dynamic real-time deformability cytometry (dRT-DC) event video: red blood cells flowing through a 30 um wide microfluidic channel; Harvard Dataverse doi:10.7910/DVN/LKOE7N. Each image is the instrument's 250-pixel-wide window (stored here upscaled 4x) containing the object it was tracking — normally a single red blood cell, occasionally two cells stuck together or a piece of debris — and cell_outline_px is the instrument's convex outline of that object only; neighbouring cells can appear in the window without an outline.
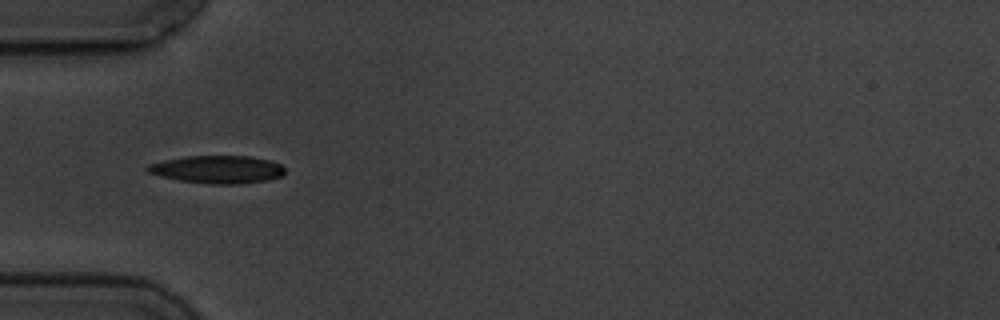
{"species": "common noctule bat (a hibernating species)", "species_latin": "Nyctalus noctula", "temperature_condition": "cold", "stored_images_in_passage": 8, "camera_frame_rate_fps": 3000, "um_per_image_px": 0.085, "animal": {"sex": "male", "body_mass_g": 19.5, "forearm_length_mm": 54.6}, "frame": {"image": 1, "passage_image": 5, "time_ms": 4.667, "image_size_px": [1000, 320], "cell_outline_px": [[284, 172], [280, 176], [268, 180], [240, 184], [208, 184], [180, 180], [160, 176], [148, 172], [144, 168], [148, 164], [164, 160], [184, 156], [248, 156], [268, 160], [280, 164], [284, 168]], "centroid_in_image_um": [18.45, 14.4], "position_along_channel_um": 66.6, "area_um2": 22.2}}
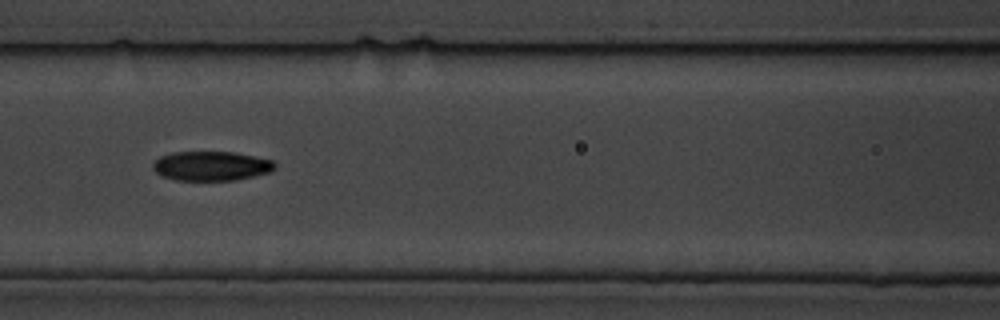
{"frame": {"image": 2, "passage_image": 7, "time_ms": 7.0, "image_size_px": [1000, 320], "cell_outline_px": [[276, 168], [268, 172], [236, 180], [176, 180], [160, 176], [152, 168], [152, 164], [160, 156], [172, 152], [236, 152], [272, 160], [276, 164]], "centroid_in_image_um": [17.93, 14.1], "position_along_channel_um": 148.7, "area_um2": 20.92}}
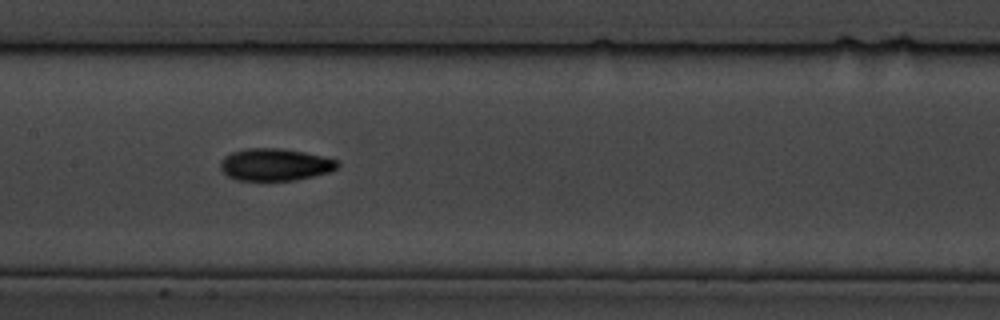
{"frame": {"image": 3, "passage_image": 8, "time_ms": 8.0, "image_size_px": [1000, 320], "cell_outline_px": [[340, 164], [336, 168], [328, 172], [312, 176], [292, 180], [236, 180], [228, 176], [220, 168], [220, 160], [224, 156], [232, 152], [248, 148], [280, 148], [304, 152], [340, 160]], "centroid_in_image_um": [23.37, 13.98], "position_along_channel_um": 184.0, "area_um2": 21.91}}